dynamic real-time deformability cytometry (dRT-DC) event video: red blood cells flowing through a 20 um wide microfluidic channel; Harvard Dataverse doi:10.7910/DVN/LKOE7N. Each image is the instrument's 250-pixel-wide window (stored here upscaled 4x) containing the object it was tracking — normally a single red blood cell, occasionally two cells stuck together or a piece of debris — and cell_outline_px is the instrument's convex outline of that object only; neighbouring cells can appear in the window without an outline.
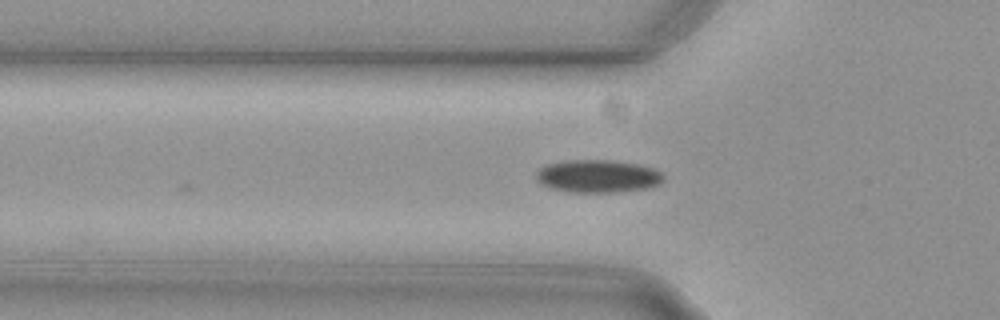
{"species": "common noctule bat (a hibernating species)", "species_latin": "Nyctalus noctula", "temperature_condition": "cold", "stored_images_in_passage": 7, "camera_frame_rate_fps": 3000, "um_per_image_px": 0.085, "animal": {"sex": "female", "body_mass_g": 29.2, "forearm_length_mm": 56.3}, "frame": {"image": 1, "passage_image": 7, "time_ms": 2.0, "image_size_px": [1000, 320], "cell_outline_px": [[664, 180], [660, 184], [648, 188], [616, 192], [568, 192], [548, 188], [540, 184], [536, 180], [536, 172], [540, 168], [548, 164], [568, 160], [612, 160], [636, 164], [652, 168], [660, 172], [664, 176]], "centroid_in_image_um": [50.79, 14.99], "position_along_channel_um": 75.0, "area_um2": 24.45}}